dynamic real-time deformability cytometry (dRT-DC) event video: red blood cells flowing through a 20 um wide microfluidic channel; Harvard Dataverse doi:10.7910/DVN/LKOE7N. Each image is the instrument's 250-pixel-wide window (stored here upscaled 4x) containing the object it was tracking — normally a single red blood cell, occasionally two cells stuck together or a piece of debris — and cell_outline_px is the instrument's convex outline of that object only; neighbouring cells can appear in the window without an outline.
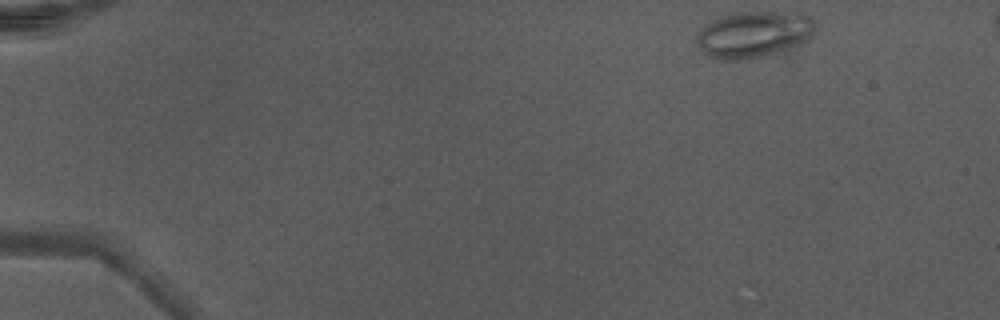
{"species": "Egyptian fruit bat (a non-hibernating species)", "species_latin": "Rousettus aegyptiacus", "temperature_condition": "warm", "stored_images_in_passage": 16, "camera_frame_rate_fps": 3000, "um_per_image_px": 0.085, "animal": {"sex": "male"}, "frame": {"image": 1, "passage_image": 1, "time_ms": 0.0, "image_size_px": [1000, 320], "cell_outline_px": [[816, 24], [812, 32], [804, 40], [788, 48], [776, 52], [740, 60], [716, 60], [704, 52], [696, 44], [696, 36], [708, 24], [724, 16], [736, 12], [768, 12], [808, 16]], "centroid_in_image_um": [63.99, 2.94], "position_along_channel_um": 21.0, "area_um2": 30.81}}